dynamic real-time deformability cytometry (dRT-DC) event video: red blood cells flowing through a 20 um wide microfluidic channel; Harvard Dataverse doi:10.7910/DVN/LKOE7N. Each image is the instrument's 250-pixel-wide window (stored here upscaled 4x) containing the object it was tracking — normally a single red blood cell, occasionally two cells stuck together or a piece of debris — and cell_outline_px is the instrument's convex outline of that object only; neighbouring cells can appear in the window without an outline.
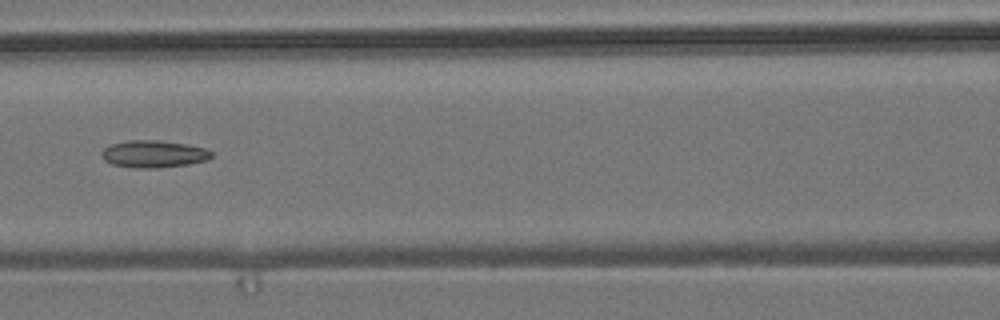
{"species": "common noctule bat (a hibernating species)", "species_latin": "Nyctalus noctula", "temperature_condition": "room temperature", "stored_images_in_passage": 3, "camera_frame_rate_fps": 3000, "um_per_image_px": 0.085, "animal": {"sex": "male", "body_mass_g": 19.2, "forearm_length_mm": 51.8}, "frame": {"image": 1, "passage_image": 3, "time_ms": 0.667, "image_size_px": [1000, 320], "cell_outline_px": [[212, 156], [208, 160], [188, 164], [160, 168], [136, 168], [112, 164], [104, 160], [100, 156], [100, 152], [104, 148], [112, 144], [128, 140], [160, 140], [188, 144], [208, 148], [212, 152]], "centroid_in_image_um": [13.08, 13.08], "position_along_channel_um": 153.5, "area_um2": 17.69}}